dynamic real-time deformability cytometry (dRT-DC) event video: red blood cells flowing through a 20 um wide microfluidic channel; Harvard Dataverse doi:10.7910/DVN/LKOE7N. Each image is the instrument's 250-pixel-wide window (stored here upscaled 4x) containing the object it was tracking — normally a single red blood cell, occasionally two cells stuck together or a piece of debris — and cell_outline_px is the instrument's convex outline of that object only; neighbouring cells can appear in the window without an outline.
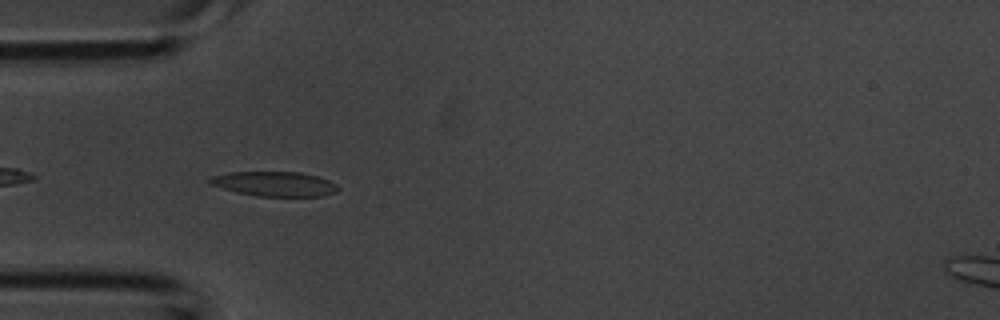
{"species": "common noctule bat (a hibernating species)", "species_latin": "Nyctalus noctula", "temperature_condition": "room temperature", "stored_images_in_passage": 32, "camera_frame_rate_fps": 3000, "um_per_image_px": 0.085, "animal": {"sex": "male", "body_mass_g": 20.1, "forearm_length_mm": 53.5}, "frame": {"image": 1, "passage_image": 2, "time_ms": 0.333, "image_size_px": [1000, 320], "cell_outline_px": [[340, 188], [336, 192], [324, 196], [256, 196], [236, 192], [208, 184], [208, 180], [212, 176], [228, 172], [300, 172], [316, 176], [328, 180], [336, 184]], "centroid_in_image_um": [23.32, 15.63], "position_along_channel_um": 61.7, "area_um2": 18.5}}
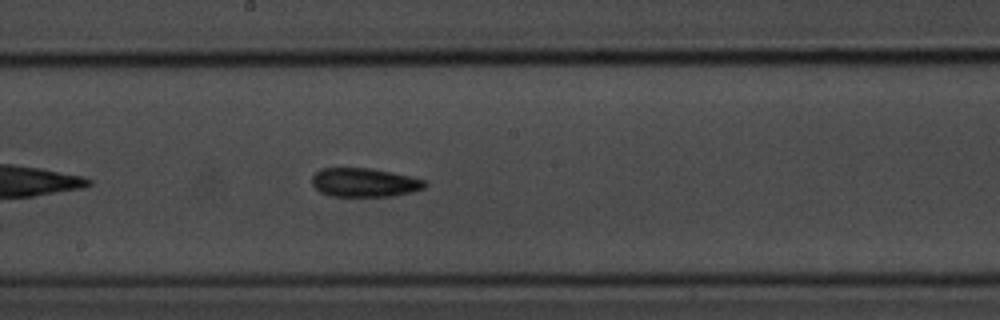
{"frame": {"image": 2, "passage_image": 12, "time_ms": 3.667, "image_size_px": [1000, 320], "cell_outline_px": [[428, 184], [424, 188], [412, 192], [388, 196], [332, 196], [320, 192], [312, 184], [312, 176], [320, 168], [372, 168], [392, 172], [424, 180]], "centroid_in_image_um": [30.96, 15.5], "position_along_channel_um": 217.2, "area_um2": 18.9}}
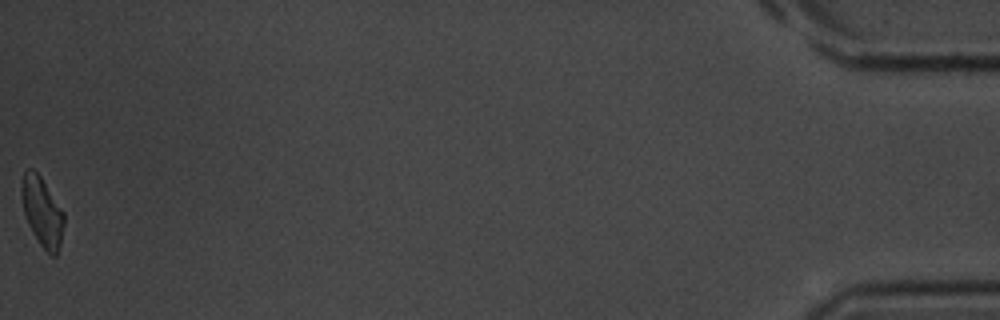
{"frame": {"image": 3, "passage_image": 32, "time_ms": 10.333, "image_size_px": [1000, 320], "cell_outline_px": [[64, 224], [60, 244], [56, 256], [52, 256], [40, 244], [32, 232], [24, 216], [20, 192], [20, 188], [24, 172], [28, 168], [32, 168], [40, 176], [64, 212]], "centroid_in_image_um": [3.56, 17.99], "position_along_channel_um": 431.6, "area_um2": 17.11}}